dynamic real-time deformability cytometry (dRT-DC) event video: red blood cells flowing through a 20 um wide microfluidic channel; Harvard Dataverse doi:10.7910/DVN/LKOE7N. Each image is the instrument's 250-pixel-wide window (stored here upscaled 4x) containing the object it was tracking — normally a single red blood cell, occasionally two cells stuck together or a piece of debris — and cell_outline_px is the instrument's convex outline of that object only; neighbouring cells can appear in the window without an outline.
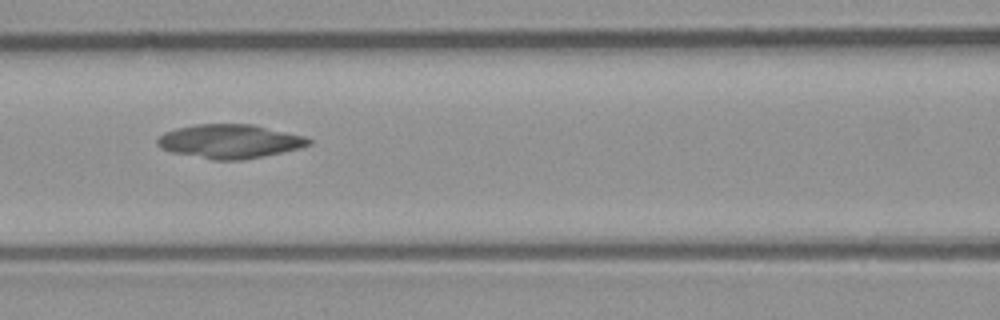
{"species": "common noctule bat (a hibernating species)", "species_latin": "Nyctalus noctula", "temperature_condition": "room temperature", "stored_images_in_passage": 33, "camera_frame_rate_fps": 3000, "um_per_image_px": 0.085, "animal": {"sex": "male", "body_mass_g": 23.1, "forearm_length_mm": 52.7}, "frame": {"image": 1, "passage_image": 8, "time_ms": 2.333, "image_size_px": [1000, 320], "cell_outline_px": [[312, 144], [300, 148], [264, 156], [244, 160], [212, 160], [172, 152], [160, 148], [156, 144], [156, 140], [164, 132], [176, 128], [196, 124], [252, 124], [304, 136], [312, 140]], "centroid_in_image_um": [19.51, 12.02], "position_along_channel_um": 147.1, "area_um2": 30.0}}
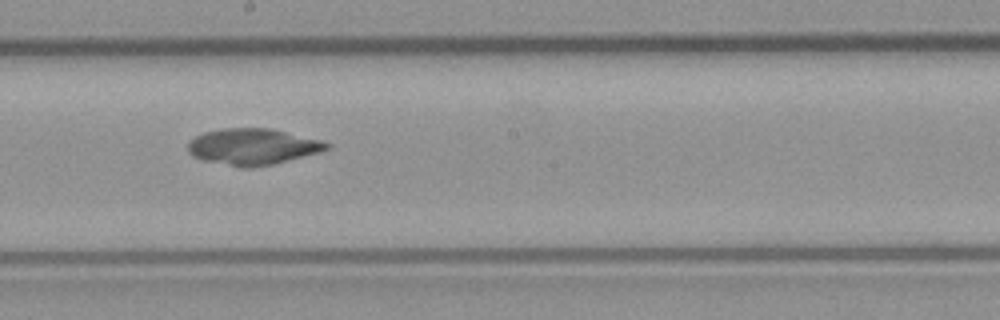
{"frame": {"image": 2, "passage_image": 14, "time_ms": 4.333, "image_size_px": [1000, 320], "cell_outline_px": [[332, 148], [272, 164], [252, 168], [240, 168], [204, 160], [192, 156], [188, 152], [188, 144], [196, 136], [204, 132], [220, 128], [268, 128], [320, 140], [332, 144]], "centroid_in_image_um": [21.45, 12.47], "position_along_channel_um": 226.8, "area_um2": 29.07}}
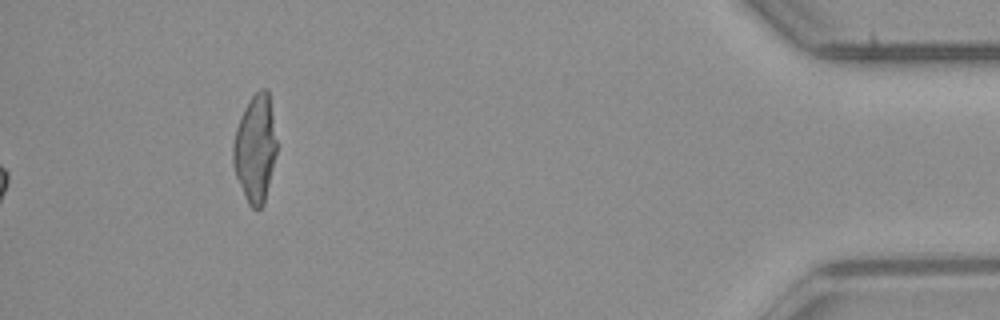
{"frame": {"image": 3, "passage_image": 33, "time_ms": 10.667, "image_size_px": [1000, 320], "cell_outline_px": [[276, 156], [264, 204], [260, 208], [252, 208], [248, 204], [244, 196], [236, 176], [232, 164], [232, 144], [236, 128], [240, 116], [244, 108], [252, 96], [260, 88], [268, 88], [276, 140]], "centroid_in_image_um": [21.68, 12.63], "position_along_channel_um": 413.5, "area_um2": 27.4}, "authors_computed_cell_mechanics": {"area_um2": 29.0156, "velocity_mm_per_s": 3.9828, "shape_relaxation_time_tau1_ms": null, "shape_relaxation_time_tau2_ms": 4.2008, "deformation_change_tau1": null, "deformation_change_tau2": 0.0696}}